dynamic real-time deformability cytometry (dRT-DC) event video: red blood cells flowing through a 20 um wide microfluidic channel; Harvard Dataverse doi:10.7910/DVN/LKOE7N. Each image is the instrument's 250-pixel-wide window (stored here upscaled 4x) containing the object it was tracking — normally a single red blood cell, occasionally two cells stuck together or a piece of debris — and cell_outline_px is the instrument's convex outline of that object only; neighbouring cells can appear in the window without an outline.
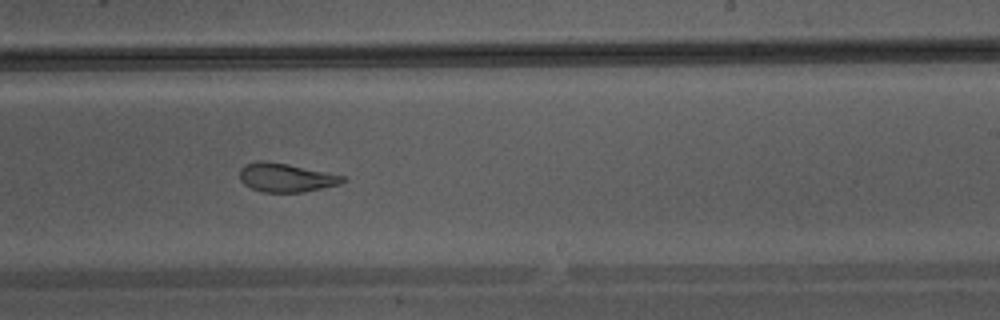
{"species": "Egyptian fruit bat (a non-hibernating species)", "species_latin": "Rousettus aegyptiacus", "temperature_condition": "warm", "stored_images_in_passage": 33, "camera_frame_rate_fps": 3000, "um_per_image_px": 0.085, "animal": {"sex": "male"}, "frame": {"image": 1, "passage_image": 15, "time_ms": 4.667, "image_size_px": [1000, 320], "cell_outline_px": [[348, 180], [340, 184], [304, 192], [260, 192], [244, 184], [240, 180], [240, 168], [244, 164], [260, 160], [264, 160], [288, 164], [344, 176]], "centroid_in_image_um": [24.29, 15.09], "position_along_channel_um": 264.7, "area_um2": 17.28}}